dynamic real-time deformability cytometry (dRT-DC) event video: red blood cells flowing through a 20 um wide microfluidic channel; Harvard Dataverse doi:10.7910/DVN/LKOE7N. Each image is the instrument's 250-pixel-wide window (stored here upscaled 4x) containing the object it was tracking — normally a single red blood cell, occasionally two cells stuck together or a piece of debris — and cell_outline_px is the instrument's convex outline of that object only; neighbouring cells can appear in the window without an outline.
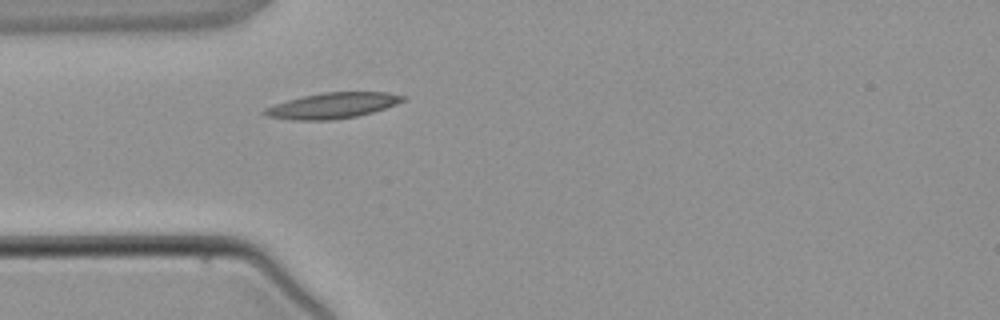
{"species": "common noctule bat (a hibernating species)", "species_latin": "Nyctalus noctula", "temperature_condition": "warm", "stored_images_in_passage": 2, "camera_frame_rate_fps": 3000, "um_per_image_px": 0.085, "animal": {"sex": "male", "body_mass_g": 21.5, "forearm_length_mm": 52.0}, "frame": {"image": 1, "passage_image": 2, "time_ms": 2.333, "image_size_px": [1000, 320], "cell_outline_px": [[408, 100], [372, 112], [356, 116], [328, 120], [292, 120], [264, 116], [260, 112], [264, 108], [288, 100], [320, 92], [388, 92], [408, 96]], "centroid_in_image_um": [28.27, 8.97], "position_along_channel_um": 56.7, "area_um2": 20.81}}